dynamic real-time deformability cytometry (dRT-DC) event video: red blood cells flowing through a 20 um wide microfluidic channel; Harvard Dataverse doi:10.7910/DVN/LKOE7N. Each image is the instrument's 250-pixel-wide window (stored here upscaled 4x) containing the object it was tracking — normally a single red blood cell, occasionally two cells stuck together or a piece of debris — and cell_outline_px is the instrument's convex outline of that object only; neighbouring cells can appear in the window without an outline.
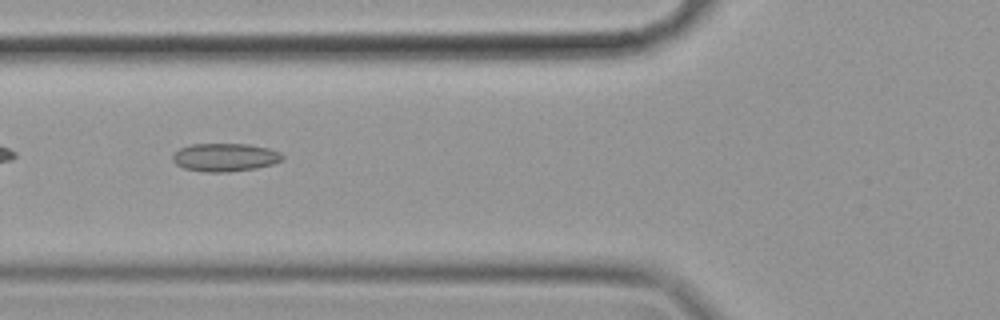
{"species": "common noctule bat (a hibernating species)", "species_latin": "Nyctalus noctula", "temperature_condition": "cold", "stored_images_in_passage": 40, "camera_frame_rate_fps": 3000, "um_per_image_px": 0.085, "animal": {"sex": "female", "body_mass_g": 19.9}, "frame": {"image": 1, "passage_image": 4, "time_ms": 1.0, "image_size_px": [1000, 320], "cell_outline_px": [[284, 160], [272, 164], [256, 168], [228, 172], [208, 172], [184, 168], [176, 164], [172, 160], [172, 156], [180, 148], [192, 144], [248, 144], [268, 148], [280, 152], [284, 156]], "centroid_in_image_um": [19.15, 13.37], "position_along_channel_um": 106.7, "area_um2": 17.98}}
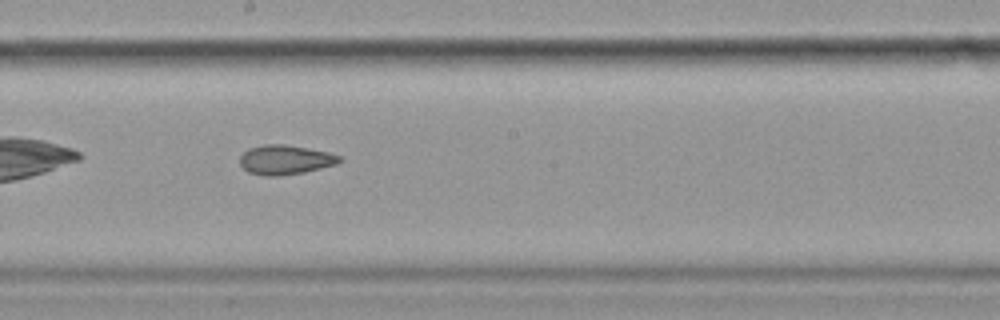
{"frame": {"image": 2, "passage_image": 14, "time_ms": 4.333, "image_size_px": [1000, 320], "cell_outline_px": [[344, 160], [336, 164], [304, 172], [276, 176], [268, 176], [248, 172], [240, 164], [240, 156], [248, 148], [264, 144], [284, 144], [308, 148], [328, 152], [340, 156]], "centroid_in_image_um": [24.24, 13.57], "position_along_channel_um": 224.0, "area_um2": 17.05}}
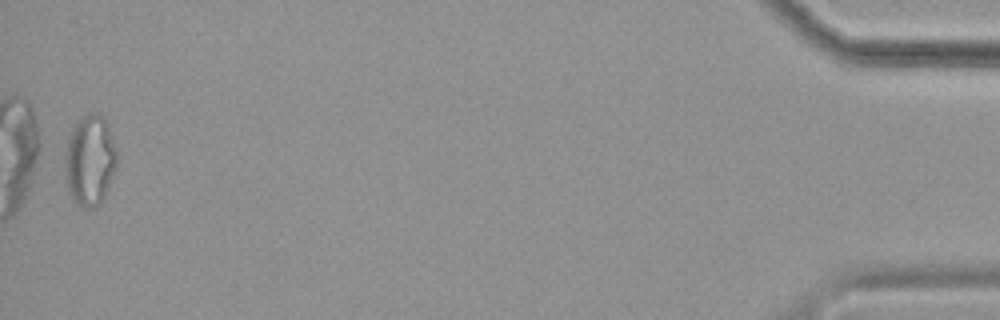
{"frame": {"image": 3, "passage_image": 39, "time_ms": 12.667, "image_size_px": [1000, 320], "cell_outline_px": [[116, 168], [104, 200], [96, 208], [84, 208], [76, 204], [72, 200], [68, 188], [64, 168], [64, 156], [68, 136], [76, 120], [88, 112], [100, 112], [104, 116], [108, 124], [116, 148]], "centroid_in_image_um": [7.63, 13.61], "position_along_channel_um": 427.6, "area_um2": 28.26}}